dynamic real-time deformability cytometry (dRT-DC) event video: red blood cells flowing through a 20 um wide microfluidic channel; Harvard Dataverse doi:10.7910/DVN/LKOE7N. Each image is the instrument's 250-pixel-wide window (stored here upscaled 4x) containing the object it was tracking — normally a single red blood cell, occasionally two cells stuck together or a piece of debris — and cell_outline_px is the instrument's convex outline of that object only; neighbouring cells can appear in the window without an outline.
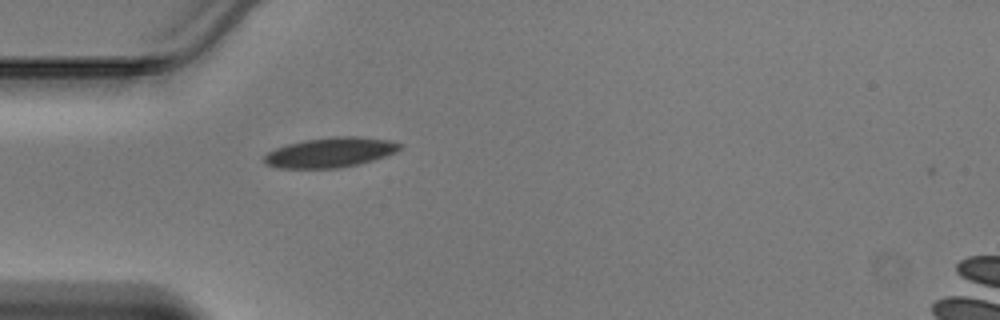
{"species": "Egyptian fruit bat (a non-hibernating species)", "species_latin": "Rousettus aegyptiacus", "temperature_condition": "warm", "stored_images_in_passage": 34, "camera_frame_rate_fps": 3000, "um_per_image_px": 0.085, "animal": {"sex": "male"}, "frame": {"image": 1, "passage_image": 1, "time_ms": 0.0, "image_size_px": [1000, 320], "cell_outline_px": [[404, 144], [396, 152], [360, 164], [340, 168], [276, 168], [264, 164], [264, 156], [268, 152], [276, 148], [288, 144], [304, 140], [332, 136], [356, 136], [388, 140]], "centroid_in_image_um": [28.06, 12.96], "position_along_channel_um": 56.9, "area_um2": 23.7}}
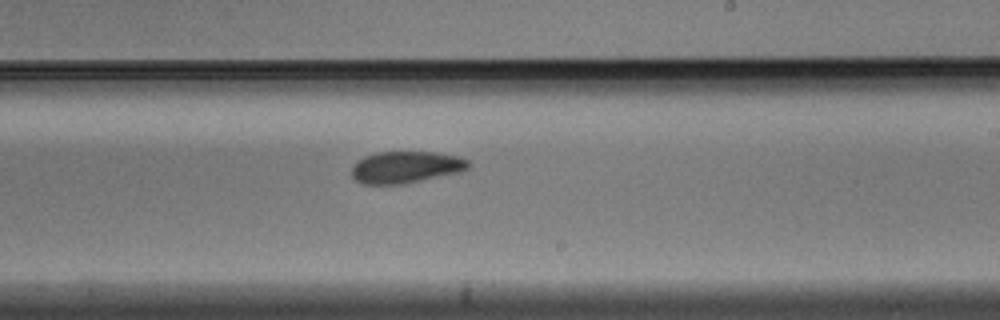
{"frame": {"image": 2, "passage_image": 15, "time_ms": 4.667, "image_size_px": [1000, 320], "cell_outline_px": [[472, 164], [468, 168], [460, 172], [404, 184], [364, 184], [356, 180], [352, 176], [352, 168], [364, 156], [376, 152], [436, 152], [456, 156], [468, 160]], "centroid_in_image_um": [34.52, 14.21], "position_along_channel_um": 254.5, "area_um2": 21.56}}
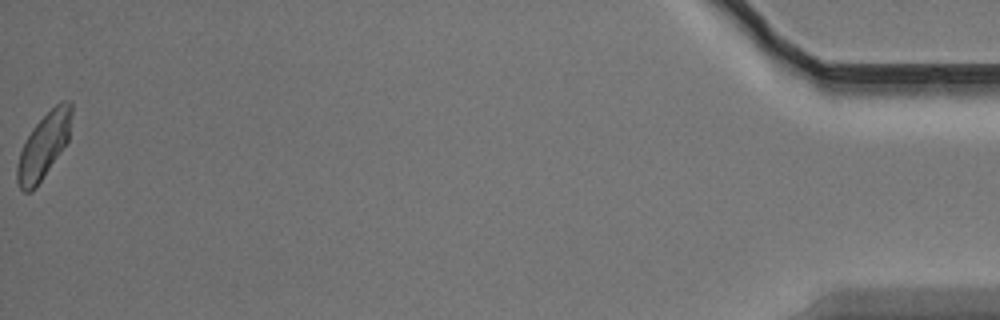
{"frame": {"image": 3, "passage_image": 34, "time_ms": 11.0, "image_size_px": [1000, 320], "cell_outline_px": [[72, 112], [68, 140], [36, 188], [32, 192], [24, 192], [20, 188], [16, 180], [16, 168], [20, 152], [32, 128], [60, 100], [72, 100]], "centroid_in_image_um": [3.72, 12.39], "position_along_channel_um": 431.5, "area_um2": 20.46}}